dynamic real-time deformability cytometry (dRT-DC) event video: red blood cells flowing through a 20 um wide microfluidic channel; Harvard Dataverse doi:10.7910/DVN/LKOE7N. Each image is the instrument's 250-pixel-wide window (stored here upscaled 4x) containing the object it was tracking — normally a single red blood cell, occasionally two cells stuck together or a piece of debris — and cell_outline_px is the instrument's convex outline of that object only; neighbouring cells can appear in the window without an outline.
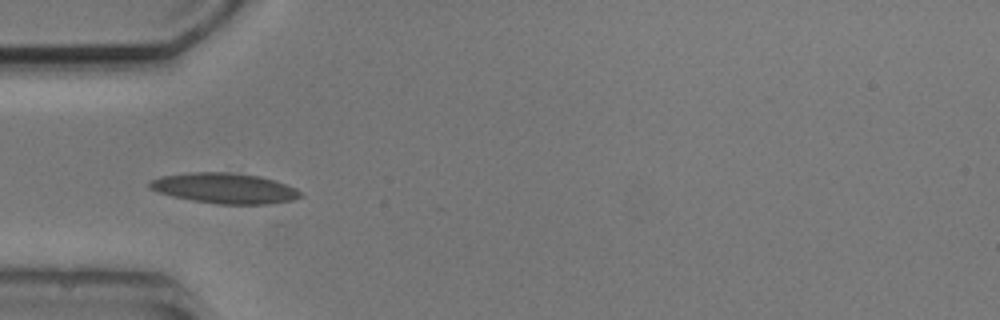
{"species": "common noctule bat (a hibernating species)", "species_latin": "Nyctalus noctula", "temperature_condition": "cold", "stored_images_in_passage": 6, "camera_frame_rate_fps": 3000, "um_per_image_px": 0.085, "animal": {"sex": "male", "body_mass_g": 20.5, "forearm_length_mm": 52.5}, "frame": {"image": 1, "passage_image": 5, "time_ms": 4.667, "image_size_px": [1000, 320], "cell_outline_px": [[300, 196], [292, 200], [268, 204], [216, 204], [192, 200], [172, 196], [156, 192], [148, 188], [148, 184], [152, 180], [160, 176], [192, 172], [232, 172], [260, 176], [296, 188], [300, 192]], "centroid_in_image_um": [19.04, 16.0], "position_along_channel_um": 66.0, "area_um2": 26.65}}